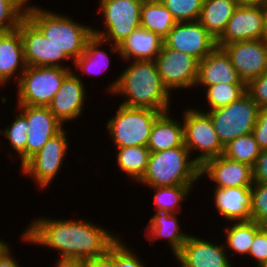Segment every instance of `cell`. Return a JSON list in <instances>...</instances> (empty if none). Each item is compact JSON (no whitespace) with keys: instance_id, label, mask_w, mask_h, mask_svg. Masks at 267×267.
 <instances>
[{"instance_id":"f35d334b","label":"cell","mask_w":267,"mask_h":267,"mask_svg":"<svg viewBox=\"0 0 267 267\" xmlns=\"http://www.w3.org/2000/svg\"><path fill=\"white\" fill-rule=\"evenodd\" d=\"M122 239L116 241V267H146L140 257Z\"/></svg>"},{"instance_id":"9c48e42d","label":"cell","mask_w":267,"mask_h":267,"mask_svg":"<svg viewBox=\"0 0 267 267\" xmlns=\"http://www.w3.org/2000/svg\"><path fill=\"white\" fill-rule=\"evenodd\" d=\"M184 145L191 152L198 150L193 160L201 167L207 160L224 153L210 116L202 110L188 107L183 111Z\"/></svg>"},{"instance_id":"bcb514c9","label":"cell","mask_w":267,"mask_h":267,"mask_svg":"<svg viewBox=\"0 0 267 267\" xmlns=\"http://www.w3.org/2000/svg\"><path fill=\"white\" fill-rule=\"evenodd\" d=\"M237 6H264L267 0H235Z\"/></svg>"},{"instance_id":"c3c4849f","label":"cell","mask_w":267,"mask_h":267,"mask_svg":"<svg viewBox=\"0 0 267 267\" xmlns=\"http://www.w3.org/2000/svg\"><path fill=\"white\" fill-rule=\"evenodd\" d=\"M264 13H265V21H266V35H265V41L267 42V3L263 6Z\"/></svg>"},{"instance_id":"44dd1931","label":"cell","mask_w":267,"mask_h":267,"mask_svg":"<svg viewBox=\"0 0 267 267\" xmlns=\"http://www.w3.org/2000/svg\"><path fill=\"white\" fill-rule=\"evenodd\" d=\"M212 192L215 210L224 219L232 223L251 220V187L215 188Z\"/></svg>"},{"instance_id":"681fc988","label":"cell","mask_w":267,"mask_h":267,"mask_svg":"<svg viewBox=\"0 0 267 267\" xmlns=\"http://www.w3.org/2000/svg\"><path fill=\"white\" fill-rule=\"evenodd\" d=\"M176 257L177 260V264L180 265V267H190L187 264H185L177 255L174 256V258Z\"/></svg>"},{"instance_id":"d590c367","label":"cell","mask_w":267,"mask_h":267,"mask_svg":"<svg viewBox=\"0 0 267 267\" xmlns=\"http://www.w3.org/2000/svg\"><path fill=\"white\" fill-rule=\"evenodd\" d=\"M172 13L176 22L197 21L204 0H160Z\"/></svg>"},{"instance_id":"f1b7e54d","label":"cell","mask_w":267,"mask_h":267,"mask_svg":"<svg viewBox=\"0 0 267 267\" xmlns=\"http://www.w3.org/2000/svg\"><path fill=\"white\" fill-rule=\"evenodd\" d=\"M229 225V226H228ZM223 228L225 231V248L230 249L231 256L239 254L240 257H246L249 254L250 246L253 243L256 232L262 227L255 221H239L228 224Z\"/></svg>"},{"instance_id":"e575fe53","label":"cell","mask_w":267,"mask_h":267,"mask_svg":"<svg viewBox=\"0 0 267 267\" xmlns=\"http://www.w3.org/2000/svg\"><path fill=\"white\" fill-rule=\"evenodd\" d=\"M31 0H0V33L17 30Z\"/></svg>"},{"instance_id":"f6af8a7d","label":"cell","mask_w":267,"mask_h":267,"mask_svg":"<svg viewBox=\"0 0 267 267\" xmlns=\"http://www.w3.org/2000/svg\"><path fill=\"white\" fill-rule=\"evenodd\" d=\"M12 250L9 246L0 254V267H21L18 261H16L17 259L13 257Z\"/></svg>"},{"instance_id":"836d02e7","label":"cell","mask_w":267,"mask_h":267,"mask_svg":"<svg viewBox=\"0 0 267 267\" xmlns=\"http://www.w3.org/2000/svg\"><path fill=\"white\" fill-rule=\"evenodd\" d=\"M28 123L26 118L17 112L14 121L5 129L0 130V134L8 140L10 147H12L13 154L18 155L20 167L26 162V142L28 138ZM17 153V154H16Z\"/></svg>"},{"instance_id":"d6a6232c","label":"cell","mask_w":267,"mask_h":267,"mask_svg":"<svg viewBox=\"0 0 267 267\" xmlns=\"http://www.w3.org/2000/svg\"><path fill=\"white\" fill-rule=\"evenodd\" d=\"M202 87L204 94L206 93V102L210 106L207 111L229 105L246 93V84L218 83Z\"/></svg>"},{"instance_id":"f546056e","label":"cell","mask_w":267,"mask_h":267,"mask_svg":"<svg viewBox=\"0 0 267 267\" xmlns=\"http://www.w3.org/2000/svg\"><path fill=\"white\" fill-rule=\"evenodd\" d=\"M116 162L119 170L132 181L138 182L146 172L150 151L147 146L116 148Z\"/></svg>"},{"instance_id":"8992f818","label":"cell","mask_w":267,"mask_h":267,"mask_svg":"<svg viewBox=\"0 0 267 267\" xmlns=\"http://www.w3.org/2000/svg\"><path fill=\"white\" fill-rule=\"evenodd\" d=\"M162 112L148 108L119 105L115 115L107 120V132L115 148L147 146L155 120Z\"/></svg>"},{"instance_id":"7a4b0ae2","label":"cell","mask_w":267,"mask_h":267,"mask_svg":"<svg viewBox=\"0 0 267 267\" xmlns=\"http://www.w3.org/2000/svg\"><path fill=\"white\" fill-rule=\"evenodd\" d=\"M106 89L107 93L125 98L121 105L126 107L148 108L162 113L171 110L172 94L163 84L155 60L130 61Z\"/></svg>"},{"instance_id":"4316f807","label":"cell","mask_w":267,"mask_h":267,"mask_svg":"<svg viewBox=\"0 0 267 267\" xmlns=\"http://www.w3.org/2000/svg\"><path fill=\"white\" fill-rule=\"evenodd\" d=\"M108 43L99 37L92 36L85 45L84 52L72 63L75 66L73 71L77 76L82 74H102L110 65V57L106 50L101 49L102 45ZM79 71V74L77 72Z\"/></svg>"},{"instance_id":"7402d4cb","label":"cell","mask_w":267,"mask_h":267,"mask_svg":"<svg viewBox=\"0 0 267 267\" xmlns=\"http://www.w3.org/2000/svg\"><path fill=\"white\" fill-rule=\"evenodd\" d=\"M26 66L20 31L0 33V84L4 87L12 78L18 82Z\"/></svg>"},{"instance_id":"ffe728a7","label":"cell","mask_w":267,"mask_h":267,"mask_svg":"<svg viewBox=\"0 0 267 267\" xmlns=\"http://www.w3.org/2000/svg\"><path fill=\"white\" fill-rule=\"evenodd\" d=\"M218 83L245 84L223 48L216 47L198 63L195 87L212 86Z\"/></svg>"},{"instance_id":"d6986e66","label":"cell","mask_w":267,"mask_h":267,"mask_svg":"<svg viewBox=\"0 0 267 267\" xmlns=\"http://www.w3.org/2000/svg\"><path fill=\"white\" fill-rule=\"evenodd\" d=\"M225 244L189 235L177 256L190 267H233Z\"/></svg>"},{"instance_id":"603a6c76","label":"cell","mask_w":267,"mask_h":267,"mask_svg":"<svg viewBox=\"0 0 267 267\" xmlns=\"http://www.w3.org/2000/svg\"><path fill=\"white\" fill-rule=\"evenodd\" d=\"M177 215L179 216L180 213L155 212L144 228V236L150 243L154 244L155 240L165 239L174 256L179 253L190 235L186 231H181L180 219Z\"/></svg>"},{"instance_id":"e0dca14e","label":"cell","mask_w":267,"mask_h":267,"mask_svg":"<svg viewBox=\"0 0 267 267\" xmlns=\"http://www.w3.org/2000/svg\"><path fill=\"white\" fill-rule=\"evenodd\" d=\"M86 94L81 76L71 71L62 81L48 108L62 125L77 120L84 112Z\"/></svg>"},{"instance_id":"4fadbf2b","label":"cell","mask_w":267,"mask_h":267,"mask_svg":"<svg viewBox=\"0 0 267 267\" xmlns=\"http://www.w3.org/2000/svg\"><path fill=\"white\" fill-rule=\"evenodd\" d=\"M163 40V46L191 55L198 61L217 47L216 39L198 20L177 22Z\"/></svg>"},{"instance_id":"b9f144b4","label":"cell","mask_w":267,"mask_h":267,"mask_svg":"<svg viewBox=\"0 0 267 267\" xmlns=\"http://www.w3.org/2000/svg\"><path fill=\"white\" fill-rule=\"evenodd\" d=\"M87 267H116V242L104 255L88 261Z\"/></svg>"},{"instance_id":"484cf974","label":"cell","mask_w":267,"mask_h":267,"mask_svg":"<svg viewBox=\"0 0 267 267\" xmlns=\"http://www.w3.org/2000/svg\"><path fill=\"white\" fill-rule=\"evenodd\" d=\"M236 7L235 0H204L198 21L217 40Z\"/></svg>"},{"instance_id":"1f68e13d","label":"cell","mask_w":267,"mask_h":267,"mask_svg":"<svg viewBox=\"0 0 267 267\" xmlns=\"http://www.w3.org/2000/svg\"><path fill=\"white\" fill-rule=\"evenodd\" d=\"M261 153L252 133L240 136L230 141L224 147L223 155L229 159L246 163L253 167Z\"/></svg>"},{"instance_id":"60d3db41","label":"cell","mask_w":267,"mask_h":267,"mask_svg":"<svg viewBox=\"0 0 267 267\" xmlns=\"http://www.w3.org/2000/svg\"><path fill=\"white\" fill-rule=\"evenodd\" d=\"M252 135L261 150L267 149V108H260Z\"/></svg>"},{"instance_id":"7c38bea8","label":"cell","mask_w":267,"mask_h":267,"mask_svg":"<svg viewBox=\"0 0 267 267\" xmlns=\"http://www.w3.org/2000/svg\"><path fill=\"white\" fill-rule=\"evenodd\" d=\"M18 30L27 66H56L71 69L70 66L63 65L64 61H71L66 53L55 47L27 17L20 22Z\"/></svg>"},{"instance_id":"5b68a950","label":"cell","mask_w":267,"mask_h":267,"mask_svg":"<svg viewBox=\"0 0 267 267\" xmlns=\"http://www.w3.org/2000/svg\"><path fill=\"white\" fill-rule=\"evenodd\" d=\"M144 0H99L104 30L92 27L93 36L107 42L113 54H118V45L135 29L141 26V7Z\"/></svg>"},{"instance_id":"7dc6e473","label":"cell","mask_w":267,"mask_h":267,"mask_svg":"<svg viewBox=\"0 0 267 267\" xmlns=\"http://www.w3.org/2000/svg\"><path fill=\"white\" fill-rule=\"evenodd\" d=\"M10 245H8V243L6 242V240H5V242H4V240H1V238H0V254L6 249V248H8Z\"/></svg>"},{"instance_id":"5bb4252c","label":"cell","mask_w":267,"mask_h":267,"mask_svg":"<svg viewBox=\"0 0 267 267\" xmlns=\"http://www.w3.org/2000/svg\"><path fill=\"white\" fill-rule=\"evenodd\" d=\"M266 21L263 6H237L225 31L216 40L217 47L245 40L265 39Z\"/></svg>"},{"instance_id":"4dcf8cb0","label":"cell","mask_w":267,"mask_h":267,"mask_svg":"<svg viewBox=\"0 0 267 267\" xmlns=\"http://www.w3.org/2000/svg\"><path fill=\"white\" fill-rule=\"evenodd\" d=\"M194 186H159L153 189V204L156 212L182 213L181 204L191 193Z\"/></svg>"},{"instance_id":"83f0119b","label":"cell","mask_w":267,"mask_h":267,"mask_svg":"<svg viewBox=\"0 0 267 267\" xmlns=\"http://www.w3.org/2000/svg\"><path fill=\"white\" fill-rule=\"evenodd\" d=\"M176 23L172 13L160 0H144L141 7V27L164 39Z\"/></svg>"},{"instance_id":"8fae6325","label":"cell","mask_w":267,"mask_h":267,"mask_svg":"<svg viewBox=\"0 0 267 267\" xmlns=\"http://www.w3.org/2000/svg\"><path fill=\"white\" fill-rule=\"evenodd\" d=\"M163 84L171 93L174 89L195 87L199 61L191 55L163 46L155 58Z\"/></svg>"},{"instance_id":"2e32d148","label":"cell","mask_w":267,"mask_h":267,"mask_svg":"<svg viewBox=\"0 0 267 267\" xmlns=\"http://www.w3.org/2000/svg\"><path fill=\"white\" fill-rule=\"evenodd\" d=\"M27 120L28 138L26 161L37 153L47 141L59 133L63 126L50 112L48 106L17 105V110Z\"/></svg>"},{"instance_id":"f907efd6","label":"cell","mask_w":267,"mask_h":267,"mask_svg":"<svg viewBox=\"0 0 267 267\" xmlns=\"http://www.w3.org/2000/svg\"><path fill=\"white\" fill-rule=\"evenodd\" d=\"M260 267H267V261L264 264H262Z\"/></svg>"},{"instance_id":"d4e9b609","label":"cell","mask_w":267,"mask_h":267,"mask_svg":"<svg viewBox=\"0 0 267 267\" xmlns=\"http://www.w3.org/2000/svg\"><path fill=\"white\" fill-rule=\"evenodd\" d=\"M162 113L154 122L147 147L150 152H159L184 145V126L181 120ZM181 121V122H180Z\"/></svg>"},{"instance_id":"cb8c5ba5","label":"cell","mask_w":267,"mask_h":267,"mask_svg":"<svg viewBox=\"0 0 267 267\" xmlns=\"http://www.w3.org/2000/svg\"><path fill=\"white\" fill-rule=\"evenodd\" d=\"M163 45L160 36L140 26L118 45L119 56L125 64L131 60H155Z\"/></svg>"},{"instance_id":"ab89813d","label":"cell","mask_w":267,"mask_h":267,"mask_svg":"<svg viewBox=\"0 0 267 267\" xmlns=\"http://www.w3.org/2000/svg\"><path fill=\"white\" fill-rule=\"evenodd\" d=\"M246 92L260 108H267V71L246 85Z\"/></svg>"},{"instance_id":"277c9868","label":"cell","mask_w":267,"mask_h":267,"mask_svg":"<svg viewBox=\"0 0 267 267\" xmlns=\"http://www.w3.org/2000/svg\"><path fill=\"white\" fill-rule=\"evenodd\" d=\"M199 179L200 166L185 146H179L151 152L146 172L137 183L148 187L193 186Z\"/></svg>"},{"instance_id":"6da1fadb","label":"cell","mask_w":267,"mask_h":267,"mask_svg":"<svg viewBox=\"0 0 267 267\" xmlns=\"http://www.w3.org/2000/svg\"><path fill=\"white\" fill-rule=\"evenodd\" d=\"M84 219L36 217L21 235V241L54 249L60 257L86 262L104 255L120 238L118 234Z\"/></svg>"},{"instance_id":"7bdbcfd3","label":"cell","mask_w":267,"mask_h":267,"mask_svg":"<svg viewBox=\"0 0 267 267\" xmlns=\"http://www.w3.org/2000/svg\"><path fill=\"white\" fill-rule=\"evenodd\" d=\"M252 170L254 182L267 183V149L261 150Z\"/></svg>"},{"instance_id":"8d00e7d4","label":"cell","mask_w":267,"mask_h":267,"mask_svg":"<svg viewBox=\"0 0 267 267\" xmlns=\"http://www.w3.org/2000/svg\"><path fill=\"white\" fill-rule=\"evenodd\" d=\"M251 220L267 226V183L253 182Z\"/></svg>"},{"instance_id":"30bf717a","label":"cell","mask_w":267,"mask_h":267,"mask_svg":"<svg viewBox=\"0 0 267 267\" xmlns=\"http://www.w3.org/2000/svg\"><path fill=\"white\" fill-rule=\"evenodd\" d=\"M68 132L63 128L20 167L22 174L29 176L39 189L46 190L60 173L70 148Z\"/></svg>"},{"instance_id":"ee69618b","label":"cell","mask_w":267,"mask_h":267,"mask_svg":"<svg viewBox=\"0 0 267 267\" xmlns=\"http://www.w3.org/2000/svg\"><path fill=\"white\" fill-rule=\"evenodd\" d=\"M54 267H87V262L78 258L59 256Z\"/></svg>"},{"instance_id":"ac0fdd59","label":"cell","mask_w":267,"mask_h":267,"mask_svg":"<svg viewBox=\"0 0 267 267\" xmlns=\"http://www.w3.org/2000/svg\"><path fill=\"white\" fill-rule=\"evenodd\" d=\"M205 174L210 182H214L215 188L251 187L254 182L250 165L229 159L224 155L207 160L200 167V177Z\"/></svg>"},{"instance_id":"52a82bcc","label":"cell","mask_w":267,"mask_h":267,"mask_svg":"<svg viewBox=\"0 0 267 267\" xmlns=\"http://www.w3.org/2000/svg\"><path fill=\"white\" fill-rule=\"evenodd\" d=\"M72 69L26 66L17 82V105L48 106Z\"/></svg>"},{"instance_id":"74e56055","label":"cell","mask_w":267,"mask_h":267,"mask_svg":"<svg viewBox=\"0 0 267 267\" xmlns=\"http://www.w3.org/2000/svg\"><path fill=\"white\" fill-rule=\"evenodd\" d=\"M248 256L260 267L267 261V226H262L255 234L253 243L250 246Z\"/></svg>"},{"instance_id":"9a60e30c","label":"cell","mask_w":267,"mask_h":267,"mask_svg":"<svg viewBox=\"0 0 267 267\" xmlns=\"http://www.w3.org/2000/svg\"><path fill=\"white\" fill-rule=\"evenodd\" d=\"M222 48L246 85L267 71V42L264 39L228 43Z\"/></svg>"},{"instance_id":"3957f363","label":"cell","mask_w":267,"mask_h":267,"mask_svg":"<svg viewBox=\"0 0 267 267\" xmlns=\"http://www.w3.org/2000/svg\"><path fill=\"white\" fill-rule=\"evenodd\" d=\"M26 17L60 51L73 62L84 52L86 42L93 36L92 26L76 22L65 14L28 3Z\"/></svg>"},{"instance_id":"ba28073f","label":"cell","mask_w":267,"mask_h":267,"mask_svg":"<svg viewBox=\"0 0 267 267\" xmlns=\"http://www.w3.org/2000/svg\"><path fill=\"white\" fill-rule=\"evenodd\" d=\"M260 107L246 92L229 105L206 112L214 125L221 144L252 133L256 125Z\"/></svg>"}]
</instances>
